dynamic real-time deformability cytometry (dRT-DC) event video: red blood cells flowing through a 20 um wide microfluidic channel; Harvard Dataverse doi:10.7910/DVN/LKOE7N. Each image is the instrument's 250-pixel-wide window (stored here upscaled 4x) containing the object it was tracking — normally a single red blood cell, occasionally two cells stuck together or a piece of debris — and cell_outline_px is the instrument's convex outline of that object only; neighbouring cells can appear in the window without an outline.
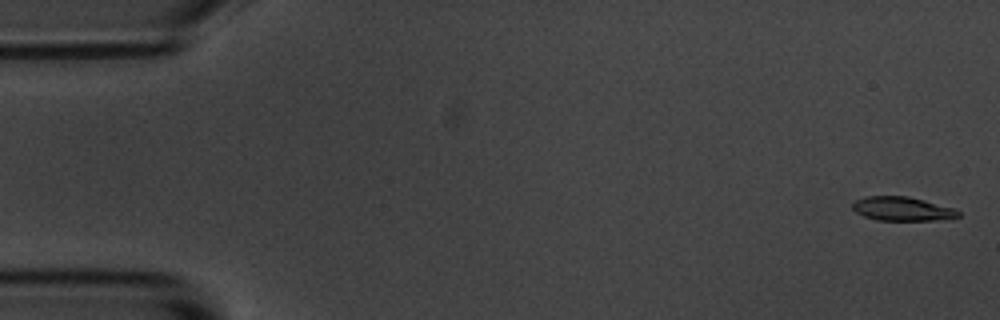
{"species": "common noctule bat (a hibernating species)", "species_latin": "Nyctalus noctula", "temperature_condition": "room temperature", "stored_images_in_passage": 5, "camera_frame_rate_fps": 3000, "um_per_image_px": 0.085, "animal": {"sex": "male", "body_mass_g": 20.1, "forearm_length_mm": 53.5}, "frame": {"image": 1, "passage_image": 1, "time_ms": 0.0, "image_size_px": [1000, 320], "cell_outline_px": [[960, 216], [932, 220], [876, 220], [864, 216], [856, 212], [852, 208], [852, 204], [856, 200], [864, 196], [908, 196], [956, 208], [960, 212]], "centroid_in_image_um": [76.68, 17.74], "position_along_channel_um": 8.3, "area_um2": 14.74}}
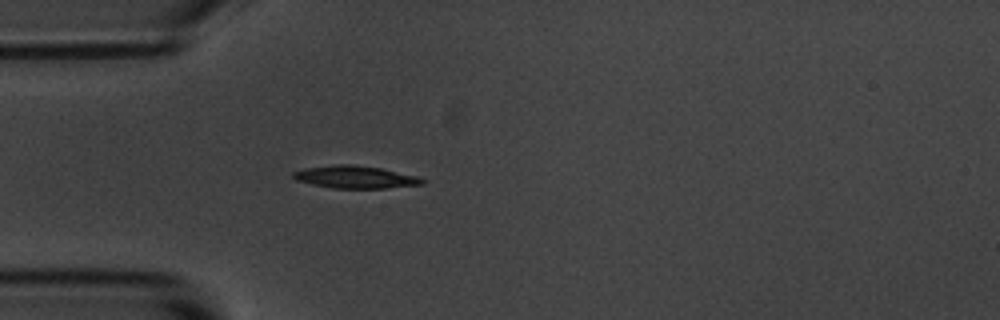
{"frame": {"image": 2, "passage_image": 5, "time_ms": 4.667, "image_size_px": [1000, 320], "cell_outline_px": [[424, 184], [388, 188], [332, 188], [312, 184], [296, 180], [292, 176], [292, 172], [304, 168], [336, 164], [356, 164], [380, 168], [416, 176], [424, 180]], "centroid_in_image_um": [30.16, 15.04], "position_along_channel_um": 54.8, "area_um2": 16.88}}